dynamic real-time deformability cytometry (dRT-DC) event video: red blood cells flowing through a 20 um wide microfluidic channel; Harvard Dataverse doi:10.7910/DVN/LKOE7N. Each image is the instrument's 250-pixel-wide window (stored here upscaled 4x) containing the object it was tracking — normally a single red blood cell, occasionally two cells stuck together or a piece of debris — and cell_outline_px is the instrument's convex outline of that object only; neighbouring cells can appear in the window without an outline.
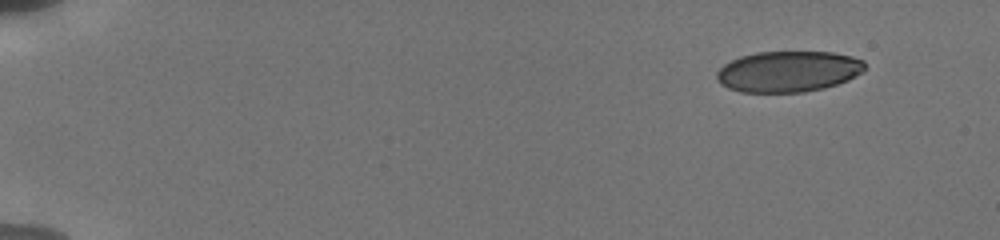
{"species": "human", "species_latin": "Homo sapiens", "temperature_condition": "cold", "stored_images_in_passage": 51, "camera_frame_rate_fps": 3000, "um_per_image_px": 0.085, "donor": {"sex": "male"}, "frame": {"image": 1, "passage_image": 1, "time_ms": 0.0, "image_size_px": [1000, 240], "cell_outline_px": [[864, 68], [856, 76], [848, 80], [824, 88], [804, 92], [740, 92], [728, 88], [720, 84], [716, 80], [716, 72], [724, 64], [740, 56], [756, 52], [832, 52], [852, 56], [864, 60]], "centroid_in_image_um": [66.97, 6.08], "position_along_channel_um": 18.0, "area_um2": 35.43}}
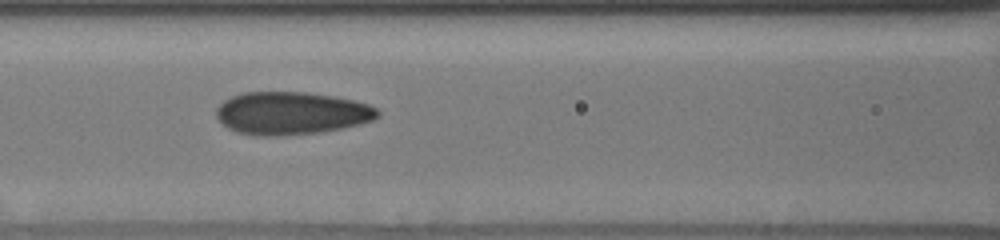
{"frame": {"image": 2, "passage_image": 22, "time_ms": 7.0, "image_size_px": [1000, 240], "cell_outline_px": [[380, 116], [372, 120], [360, 124], [344, 128], [320, 132], [280, 136], [256, 136], [236, 132], [228, 128], [216, 116], [216, 108], [224, 100], [232, 96], [244, 92], [308, 92], [332, 96], [352, 100], [368, 104], [376, 108], [380, 112]], "centroid_in_image_um": [24.76, 9.63], "position_along_channel_um": 141.8, "area_um2": 40.34}}
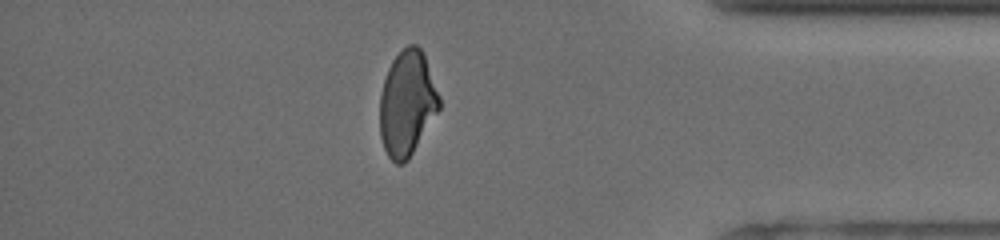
{"frame": {"image": 3, "passage_image": 45, "time_ms": 14.333, "image_size_px": [1000, 240], "cell_outline_px": [[440, 108], [408, 160], [404, 164], [396, 164], [388, 156], [384, 148], [380, 136], [380, 96], [384, 80], [388, 68], [392, 60], [408, 44], [416, 44], [424, 52], [440, 96]], "centroid_in_image_um": [34.61, 8.78], "position_along_channel_um": 400.6, "area_um2": 36.47}, "authors_computed_cell_mechanics": {"area_um2": 38.2058, "velocity_mm_per_s": 3.8342, "shape_relaxation_time_tau1_ms": 8.4623, "shape_relaxation_time_tau2_ms": 1.0738, "deformation_change_tau1": 0.1917, "deformation_change_tau2": 0.048}}